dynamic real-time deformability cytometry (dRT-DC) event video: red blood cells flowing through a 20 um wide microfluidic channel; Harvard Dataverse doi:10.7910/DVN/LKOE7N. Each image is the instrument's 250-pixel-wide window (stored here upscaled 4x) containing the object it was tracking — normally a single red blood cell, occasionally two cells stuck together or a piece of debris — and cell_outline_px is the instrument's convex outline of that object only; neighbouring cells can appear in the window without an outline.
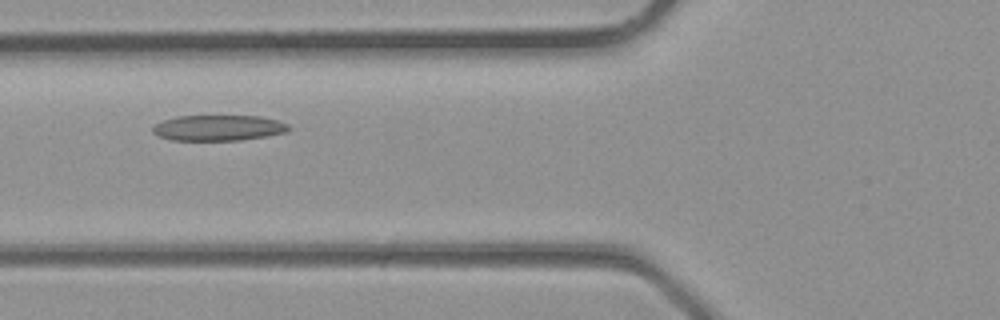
{"species": "common noctule bat (a hibernating species)", "species_latin": "Nyctalus noctula", "temperature_condition": "room temperature", "stored_images_in_passage": 2, "camera_frame_rate_fps": 3000, "um_per_image_px": 0.085, "animal": {"sex": "male", "body_mass_g": 23.1, "forearm_length_mm": 52.7}, "frame": {"image": 1, "passage_image": 2, "time_ms": 0.333, "image_size_px": [1000, 320], "cell_outline_px": [[292, 128], [288, 132], [268, 136], [240, 140], [172, 140], [160, 136], [152, 132], [152, 128], [156, 124], [164, 120], [176, 116], [260, 116], [276, 120], [288, 124]], "centroid_in_image_um": [18.61, 10.87], "position_along_channel_um": 107.2, "area_um2": 20.35}}